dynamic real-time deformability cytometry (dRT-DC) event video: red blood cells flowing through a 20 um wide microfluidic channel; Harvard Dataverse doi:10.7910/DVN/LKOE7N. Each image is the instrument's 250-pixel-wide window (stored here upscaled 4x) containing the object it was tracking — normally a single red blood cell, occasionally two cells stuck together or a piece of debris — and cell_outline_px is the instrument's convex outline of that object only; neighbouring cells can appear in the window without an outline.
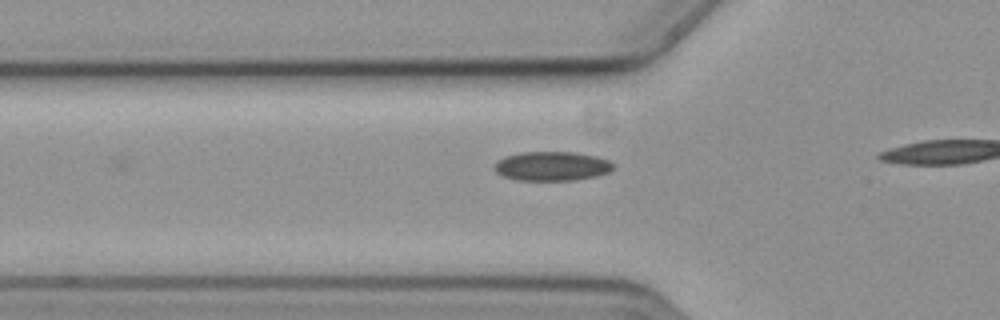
{"species": "common noctule bat (a hibernating species)", "species_latin": "Nyctalus noctula", "temperature_condition": "cold", "stored_images_in_passage": 9, "camera_frame_rate_fps": 3000, "um_per_image_px": 0.085, "animal": {"sex": "female", "body_mass_g": 19.3, "forearm_length_mm": 54.1}, "frame": {"image": 1, "passage_image": 3, "time_ms": 0.667, "image_size_px": [1000, 320], "cell_outline_px": [[612, 168], [608, 172], [596, 176], [576, 180], [516, 180], [504, 176], [496, 172], [492, 168], [496, 160], [520, 152], [576, 152], [596, 156], [608, 160], [612, 164]], "centroid_in_image_um": [46.87, 14.12], "position_along_channel_um": 78.9, "area_um2": 20.23}}
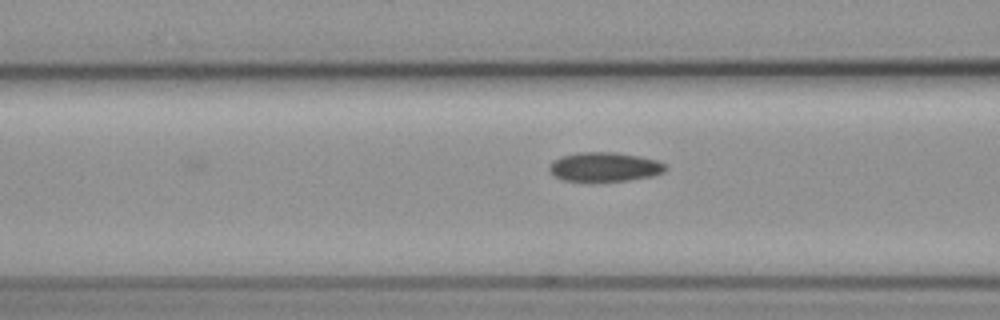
{"frame": {"image": 2, "passage_image": 6, "time_ms": 1.667, "image_size_px": [1000, 320], "cell_outline_px": [[668, 168], [664, 172], [652, 176], [628, 180], [596, 184], [588, 184], [564, 180], [556, 176], [548, 168], [548, 164], [552, 160], [560, 156], [576, 152], [616, 152], [640, 156], [656, 160], [664, 164]], "centroid_in_image_um": [51.34, 14.22], "position_along_channel_um": 115.3, "area_um2": 20.69}}